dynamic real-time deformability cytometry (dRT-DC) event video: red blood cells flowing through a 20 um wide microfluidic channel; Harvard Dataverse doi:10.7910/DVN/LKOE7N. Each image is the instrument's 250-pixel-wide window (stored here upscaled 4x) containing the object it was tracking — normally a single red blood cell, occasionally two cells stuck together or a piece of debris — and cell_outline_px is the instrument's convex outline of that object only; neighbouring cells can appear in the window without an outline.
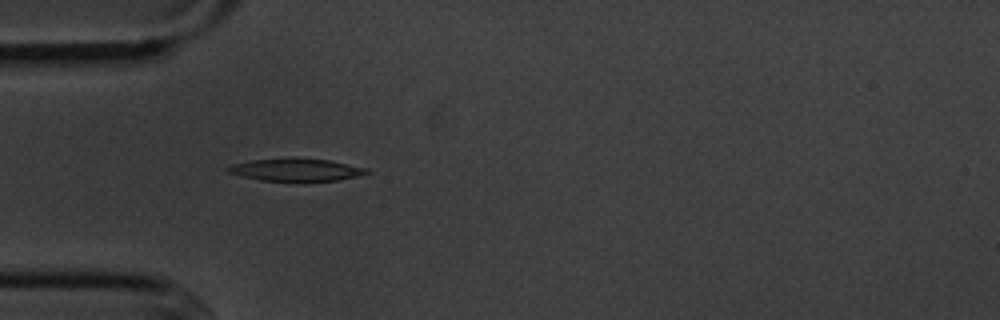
{"species": "common noctule bat (a hibernating species)", "species_latin": "Nyctalus noctula", "temperature_condition": "cold", "stored_images_in_passage": 6, "camera_frame_rate_fps": 3000, "um_per_image_px": 0.085, "animal": {"sex": "male", "body_mass_g": 20.1, "forearm_length_mm": 53.5}, "frame": {"image": 1, "passage_image": 5, "time_ms": 5.667, "image_size_px": [1000, 320], "cell_outline_px": [[372, 172], [356, 176], [336, 180], [260, 180], [240, 176], [228, 172], [224, 168], [232, 164], [252, 160], [292, 156], [328, 160], [368, 168]], "centroid_in_image_um": [25.12, 14.39], "position_along_channel_um": 59.9, "area_um2": 18.32}}
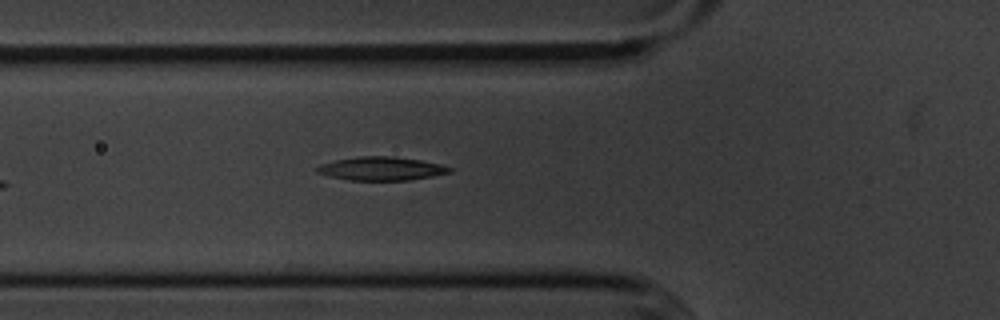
{"frame": {"image": 2, "passage_image": 6, "time_ms": 6.667, "image_size_px": [1000, 320], "cell_outline_px": [[452, 172], [432, 176], [408, 180], [348, 180], [328, 176], [316, 172], [316, 168], [320, 164], [336, 160], [360, 156], [392, 156], [420, 160], [440, 164], [452, 168]], "centroid_in_image_um": [32.4, 14.33], "position_along_channel_um": 93.4, "area_um2": 18.09}}